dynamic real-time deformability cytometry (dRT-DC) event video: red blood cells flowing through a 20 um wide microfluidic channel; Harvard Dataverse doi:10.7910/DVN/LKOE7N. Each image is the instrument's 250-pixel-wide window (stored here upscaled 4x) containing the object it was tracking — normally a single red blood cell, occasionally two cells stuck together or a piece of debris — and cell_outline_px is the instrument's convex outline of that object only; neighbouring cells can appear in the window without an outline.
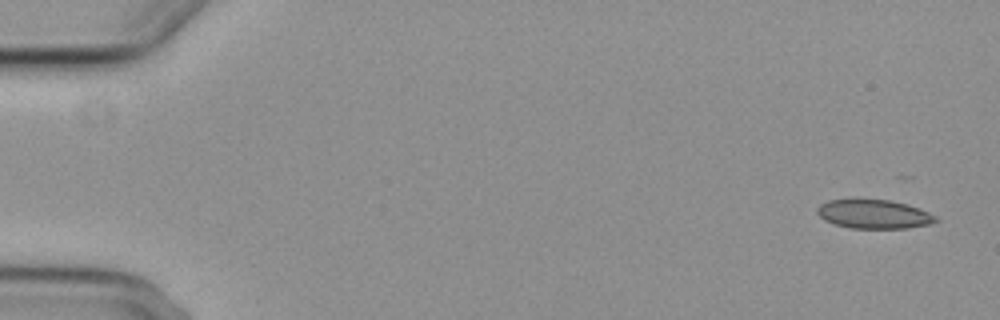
{"species": "common noctule bat (a hibernating species)", "species_latin": "Nyctalus noctula", "temperature_condition": "cold", "stored_images_in_passage": 5, "camera_frame_rate_fps": 3000, "um_per_image_px": 0.085, "animal": {"sex": "female", "body_mass_g": 29.2, "forearm_length_mm": 56.3}, "frame": {"image": 1, "passage_image": 1, "time_ms": 0.0, "image_size_px": [1000, 320], "cell_outline_px": [[940, 220], [932, 224], [908, 228], [852, 228], [836, 224], [824, 220], [816, 212], [816, 208], [820, 204], [828, 200], [888, 200], [908, 204], [920, 208], [936, 216]], "centroid_in_image_um": [74.32, 18.21], "position_along_channel_um": 10.7, "area_um2": 19.94}}
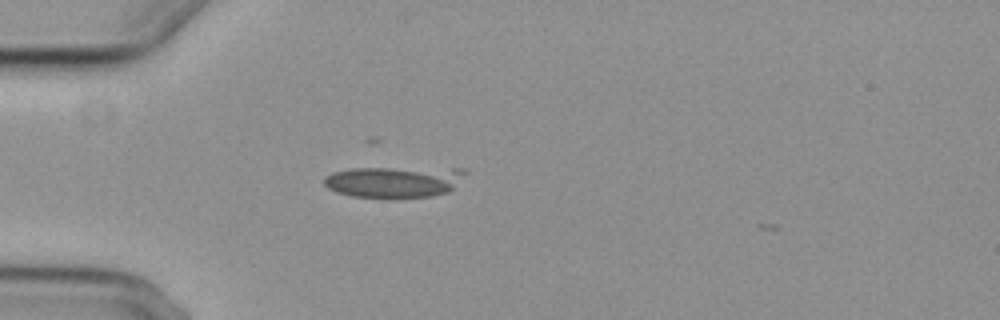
{"frame": {"image": 2, "passage_image": 4, "time_ms": 4.667, "image_size_px": [1000, 320], "cell_outline_px": [[468, 172], [448, 192], [432, 196], [352, 196], [336, 192], [328, 188], [324, 184], [324, 176], [332, 172], [352, 168], [468, 168]], "centroid_in_image_um": [33.51, 15.41], "position_along_channel_um": 51.5, "area_um2": 25.37}}